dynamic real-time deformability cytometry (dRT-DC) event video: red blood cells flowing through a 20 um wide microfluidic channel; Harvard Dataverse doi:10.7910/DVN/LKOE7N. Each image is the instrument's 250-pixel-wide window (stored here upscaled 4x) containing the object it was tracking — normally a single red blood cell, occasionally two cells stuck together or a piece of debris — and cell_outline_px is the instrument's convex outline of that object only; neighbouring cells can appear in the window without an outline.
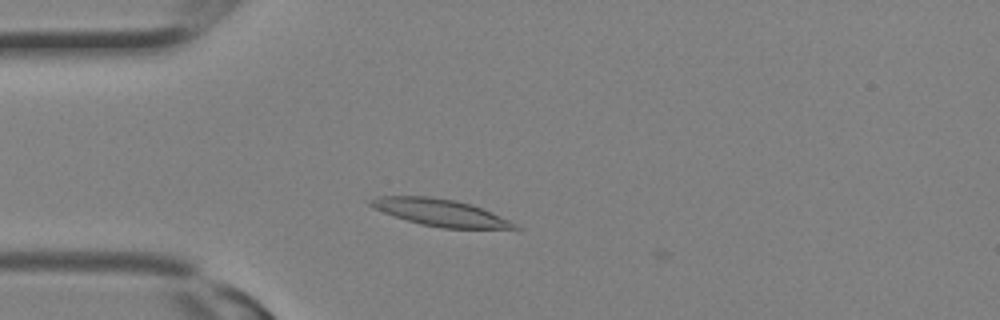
{"species": "Egyptian fruit bat (a non-hibernating species)", "species_latin": "Rousettus aegyptiacus", "temperature_condition": "room temperature", "stored_images_in_passage": 2, "camera_frame_rate_fps": 3000, "um_per_image_px": 0.085, "animal": {"sex": "female"}, "frame": {"image": 1, "passage_image": 1, "time_ms": 0.0, "image_size_px": [1000, 320], "cell_outline_px": [[524, 228], [444, 228], [420, 224], [372, 208], [368, 204], [368, 200], [376, 196], [428, 196], [456, 200], [472, 204], [508, 220]], "centroid_in_image_um": [37.36, 18.05], "position_along_channel_um": 47.6, "area_um2": 22.31}}